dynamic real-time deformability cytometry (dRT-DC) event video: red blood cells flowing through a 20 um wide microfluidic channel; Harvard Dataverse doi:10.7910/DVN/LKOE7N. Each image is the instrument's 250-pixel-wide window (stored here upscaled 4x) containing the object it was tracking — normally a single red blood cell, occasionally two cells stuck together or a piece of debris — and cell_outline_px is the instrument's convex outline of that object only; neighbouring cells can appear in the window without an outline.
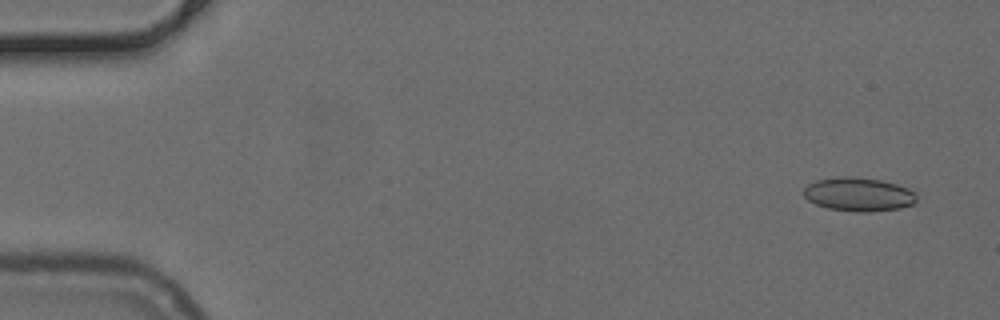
{"species": "common noctule bat (a hibernating species)", "species_latin": "Nyctalus noctula", "temperature_condition": "cold", "stored_images_in_passage": 50, "camera_frame_rate_fps": 3000, "um_per_image_px": 0.085, "animal": {"sex": "female", "body_mass_g": 24.6, "forearm_length_mm": 56.2}, "frame": {"image": 1, "passage_image": 1, "time_ms": 0.0, "image_size_px": [1000, 320], "cell_outline_px": [[916, 204], [900, 208], [868, 212], [856, 212], [828, 208], [816, 204], [808, 200], [804, 196], [804, 188], [808, 184], [816, 180], [840, 176], [852, 176], [880, 180], [896, 184], [908, 188], [916, 192]], "centroid_in_image_um": [73.0, 16.52], "position_along_channel_um": 12.0, "area_um2": 22.31}}
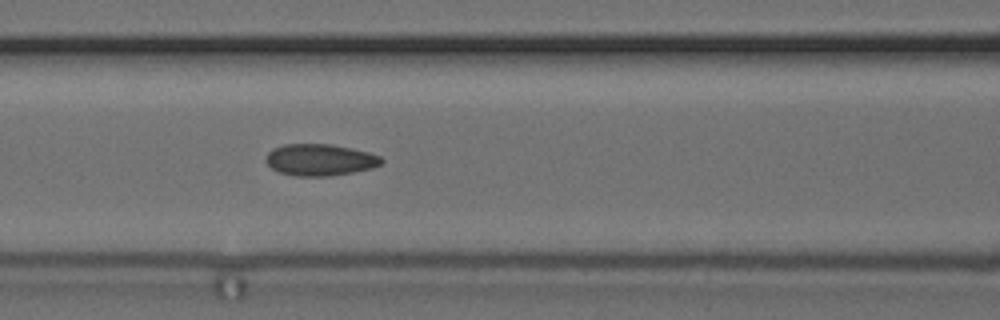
{"frame": {"image": 2, "passage_image": 20, "time_ms": 6.333, "image_size_px": [1000, 320], "cell_outline_px": [[384, 160], [380, 164], [372, 168], [352, 172], [328, 176], [296, 176], [280, 172], [272, 168], [264, 160], [268, 152], [272, 148], [284, 144], [332, 144], [352, 148], [368, 152], [380, 156]], "centroid_in_image_um": [27.18, 13.57], "position_along_channel_um": 139.4, "area_um2": 21.33}}
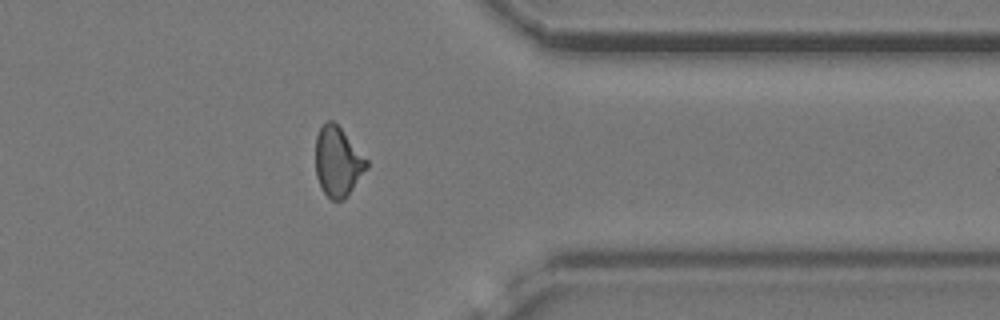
{"frame": {"image": 3, "passage_image": 39, "time_ms": 12.667, "image_size_px": [1000, 320], "cell_outline_px": [[368, 168], [348, 196], [344, 200], [332, 200], [320, 188], [316, 176], [316, 136], [320, 128], [328, 120], [332, 120], [340, 128], [368, 160]], "centroid_in_image_um": [28.72, 13.78], "position_along_channel_um": 382.7, "area_um2": 20.69}}